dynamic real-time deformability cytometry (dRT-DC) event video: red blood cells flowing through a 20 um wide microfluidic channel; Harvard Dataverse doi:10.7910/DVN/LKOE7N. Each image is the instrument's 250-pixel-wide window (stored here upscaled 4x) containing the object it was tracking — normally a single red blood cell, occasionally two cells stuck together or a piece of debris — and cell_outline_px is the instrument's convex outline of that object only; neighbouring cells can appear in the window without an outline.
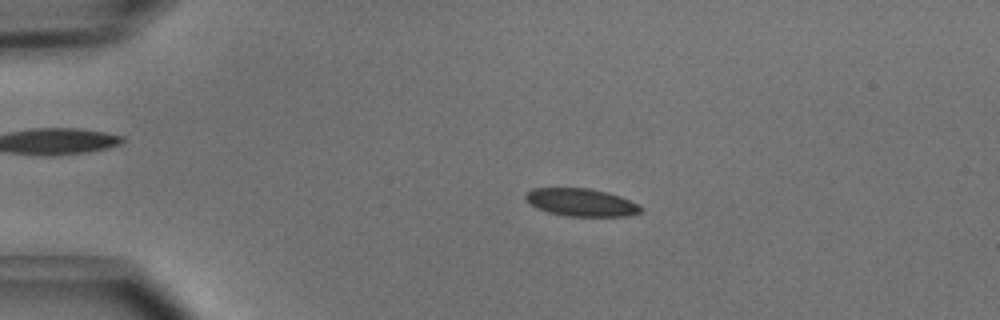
{"species": "common noctule bat (a hibernating species)", "species_latin": "Nyctalus noctula", "temperature_condition": "cold", "stored_images_in_passage": 3, "camera_frame_rate_fps": 3000, "um_per_image_px": 0.085, "animal": {"sex": "male", "body_mass_g": 15.6}, "frame": {"image": 1, "passage_image": 2, "time_ms": 0.333, "image_size_px": [1000, 320], "cell_outline_px": [[644, 208], [640, 212], [628, 216], [568, 216], [548, 212], [536, 208], [528, 204], [524, 196], [532, 188], [588, 188], [620, 196], [640, 204]], "centroid_in_image_um": [49.4, 17.21], "position_along_channel_um": 35.6, "area_um2": 18.67}}